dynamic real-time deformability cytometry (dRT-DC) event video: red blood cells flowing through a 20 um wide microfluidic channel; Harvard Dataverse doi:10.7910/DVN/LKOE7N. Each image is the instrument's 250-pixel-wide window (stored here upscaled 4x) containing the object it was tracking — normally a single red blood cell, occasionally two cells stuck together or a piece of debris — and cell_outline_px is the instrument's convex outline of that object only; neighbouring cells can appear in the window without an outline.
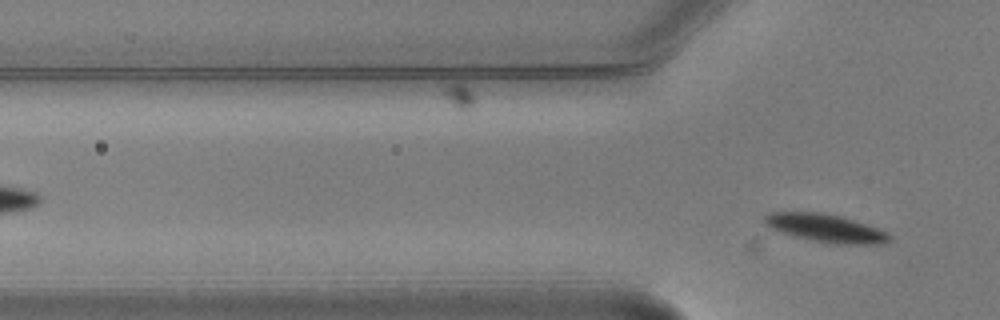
{"species": "common noctule bat (a hibernating species)", "species_latin": "Nyctalus noctula", "temperature_condition": "warm", "stored_images_in_passage": 3, "camera_frame_rate_fps": 3000, "um_per_image_px": 0.085, "animal": {"sex": "male", "body_mass_g": 20.5, "forearm_length_mm": 52.5}, "frame": {"image": 1, "passage_image": 3, "time_ms": 0.667, "image_size_px": [1000, 320], "cell_outline_px": [[892, 240], [880, 244], [832, 244], [792, 236], [768, 228], [764, 224], [764, 216], [768, 212], [820, 212], [840, 216], [888, 232], [892, 236]], "centroid_in_image_um": [70.14, 19.4], "position_along_channel_um": 55.7, "area_um2": 20.52}}